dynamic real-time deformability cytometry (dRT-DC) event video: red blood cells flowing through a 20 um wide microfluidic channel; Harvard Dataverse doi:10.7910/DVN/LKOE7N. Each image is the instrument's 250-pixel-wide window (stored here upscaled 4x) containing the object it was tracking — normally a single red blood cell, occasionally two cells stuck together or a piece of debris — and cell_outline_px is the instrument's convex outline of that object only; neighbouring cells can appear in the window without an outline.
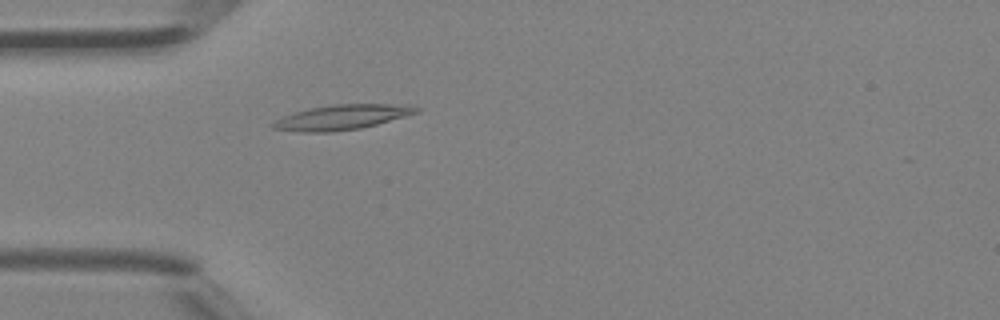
{"species": "Egyptian fruit bat (a non-hibernating species)", "species_latin": "Rousettus aegyptiacus", "temperature_condition": "room temperature", "stored_images_in_passage": 4, "camera_frame_rate_fps": 3000, "um_per_image_px": 0.085, "animal": {"sex": "female"}, "frame": {"image": 1, "passage_image": 4, "time_ms": 1.0, "image_size_px": [1000, 320], "cell_outline_px": [[420, 112], [376, 124], [360, 128], [332, 132], [304, 132], [272, 128], [268, 124], [284, 116], [296, 112], [312, 108], [332, 104], [408, 104], [420, 108]], "centroid_in_image_um": [29.09, 9.96], "position_along_channel_um": 55.9, "area_um2": 20.69}}